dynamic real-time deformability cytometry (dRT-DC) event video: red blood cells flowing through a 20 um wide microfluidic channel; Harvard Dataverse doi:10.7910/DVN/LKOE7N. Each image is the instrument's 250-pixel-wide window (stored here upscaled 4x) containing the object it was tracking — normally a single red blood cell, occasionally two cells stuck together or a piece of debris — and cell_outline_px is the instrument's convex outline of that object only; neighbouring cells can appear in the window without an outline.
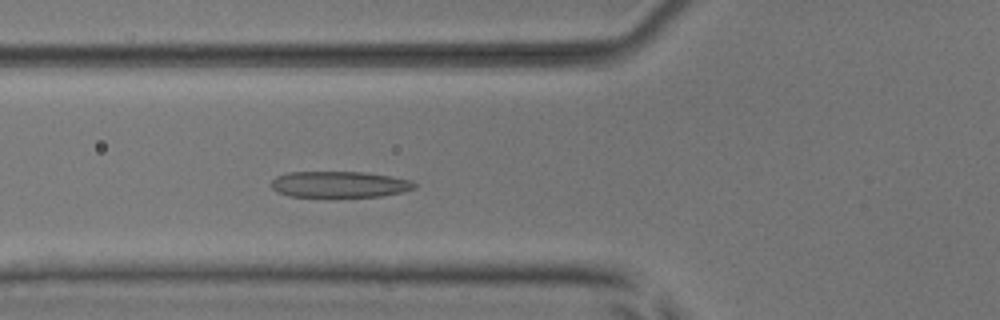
{"species": "common noctule bat (a hibernating species)", "species_latin": "Nyctalus noctula", "temperature_condition": "room temperature", "stored_images_in_passage": 39, "camera_frame_rate_fps": 3000, "um_per_image_px": 0.085, "animal": {"sex": "male", "body_mass_g": 17.9, "forearm_length_mm": 54.2}, "frame": {"image": 1, "passage_image": 6, "time_ms": 1.667, "image_size_px": [1000, 320], "cell_outline_px": [[416, 188], [400, 192], [380, 196], [288, 196], [276, 192], [272, 188], [272, 180], [276, 176], [288, 172], [364, 172], [392, 176], [412, 180], [416, 184]], "centroid_in_image_um": [28.85, 15.66], "position_along_channel_um": 97.0, "area_um2": 21.73}}
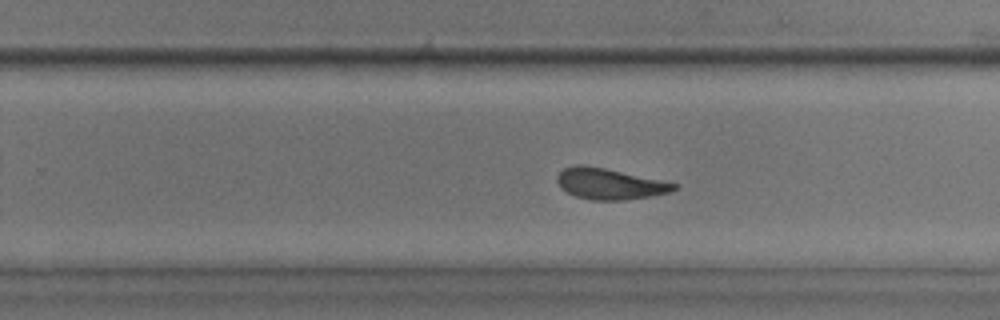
{"frame": {"image": 2, "passage_image": 20, "time_ms": 6.333, "image_size_px": [1000, 320], "cell_outline_px": [[680, 188], [672, 192], [648, 196], [620, 200], [592, 200], [576, 196], [560, 188], [556, 180], [556, 176], [564, 168], [576, 164], [584, 164], [604, 168], [680, 184]], "centroid_in_image_um": [51.82, 15.62], "position_along_channel_um": 278.0, "area_um2": 21.1}}
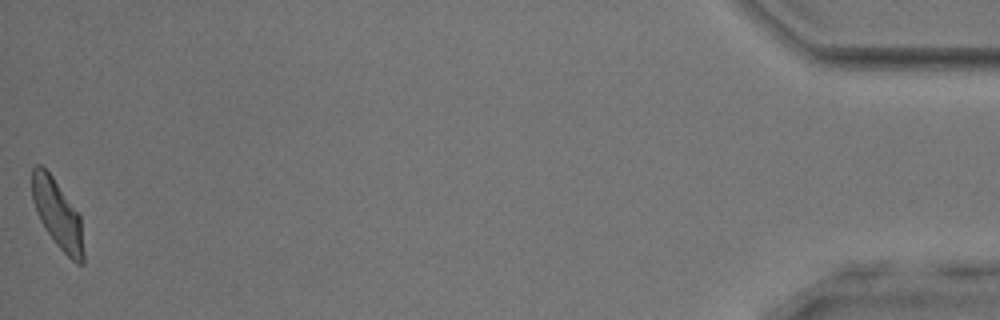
{"frame": {"image": 3, "passage_image": 39, "time_ms": 12.667, "image_size_px": [1000, 320], "cell_outline_px": [[84, 264], [76, 264], [56, 244], [44, 228], [36, 212], [32, 200], [32, 168], [36, 164], [40, 164], [52, 176], [80, 212], [84, 252]], "centroid_in_image_um": [4.91, 18.2], "position_along_channel_um": 430.3, "area_um2": 20.87}, "authors_computed_cell_mechanics": {"area_um2": 21.5594, "velocity_mm_per_s": 3.8948, "shape_relaxation_time_tau1_ms": 3.0853, "shape_relaxation_time_tau2_ms": 1.627, "deformation_change_tau1": 0.148, "deformation_change_tau2": 0.1016}}